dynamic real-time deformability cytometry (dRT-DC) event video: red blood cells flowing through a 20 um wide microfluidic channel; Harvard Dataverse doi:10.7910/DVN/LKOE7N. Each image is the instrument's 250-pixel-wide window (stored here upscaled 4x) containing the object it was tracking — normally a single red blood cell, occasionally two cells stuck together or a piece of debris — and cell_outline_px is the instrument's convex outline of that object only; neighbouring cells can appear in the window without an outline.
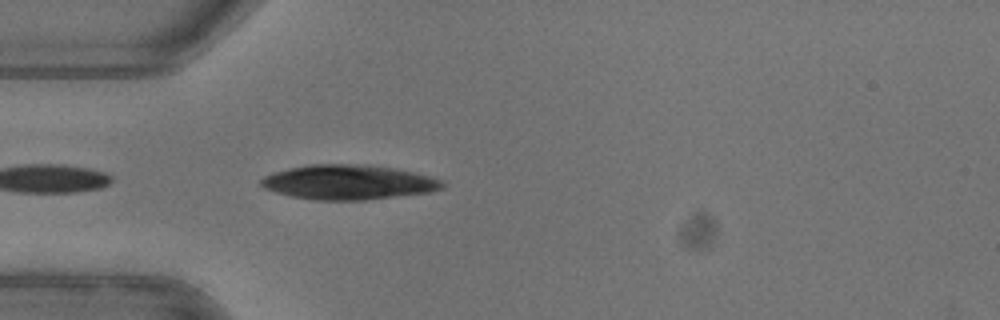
{"species": "common noctule bat (a hibernating species)", "species_latin": "Nyctalus noctula", "temperature_condition": "warm", "stored_images_in_passage": 6, "camera_frame_rate_fps": 3000, "um_per_image_px": 0.085, "animal": {"sex": "female"}, "frame": {"image": 1, "passage_image": 2, "time_ms": 0.333, "image_size_px": [1000, 320], "cell_outline_px": [[444, 188], [428, 192], [364, 200], [316, 200], [292, 196], [276, 192], [264, 188], [260, 184], [260, 180], [264, 176], [272, 172], [288, 168], [308, 164], [368, 164], [392, 168], [432, 176], [440, 180], [444, 184]], "centroid_in_image_um": [29.58, 15.48], "position_along_channel_um": 55.4, "area_um2": 36.59}}